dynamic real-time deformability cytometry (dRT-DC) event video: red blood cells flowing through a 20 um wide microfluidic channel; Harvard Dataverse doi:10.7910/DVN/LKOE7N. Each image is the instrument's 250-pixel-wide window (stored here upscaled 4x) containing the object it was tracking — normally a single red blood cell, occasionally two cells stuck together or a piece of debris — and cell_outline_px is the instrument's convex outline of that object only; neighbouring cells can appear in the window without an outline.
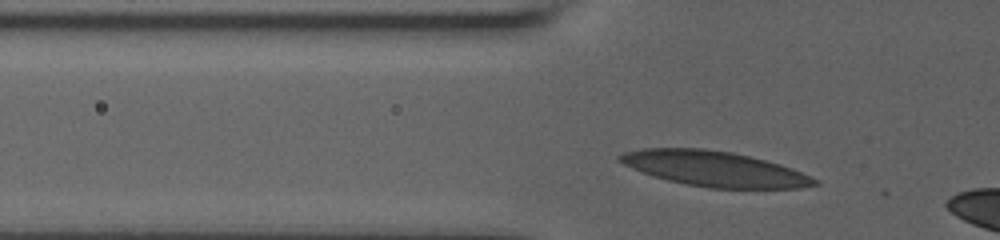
{"species": "human", "species_latin": "Homo sapiens", "temperature_condition": "room temperature", "stored_images_in_passage": 15, "camera_frame_rate_fps": 3000, "um_per_image_px": 0.085, "donor": {"sex": "male"}, "frame": {"image": 1, "passage_image": 7, "time_ms": 2.333, "image_size_px": [1000, 240], "cell_outline_px": [[820, 184], [800, 188], [708, 188], [668, 180], [632, 168], [616, 160], [616, 156], [624, 152], [640, 148], [700, 148], [732, 152], [780, 164], [792, 168], [816, 180]], "centroid_in_image_um": [60.69, 14.34], "position_along_channel_um": 65.1, "area_um2": 39.54}}
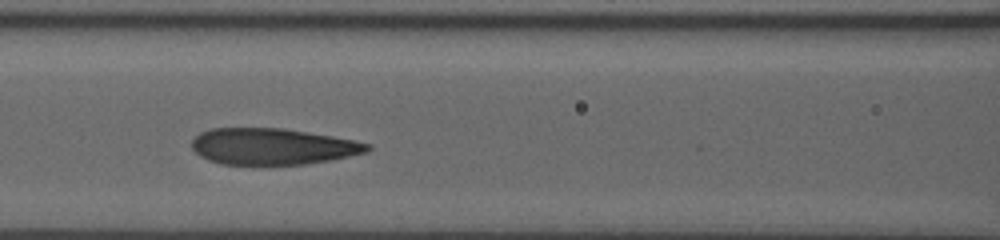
{"frame": {"image": 2, "passage_image": 13, "time_ms": 4.667, "image_size_px": [1000, 240], "cell_outline_px": [[372, 148], [368, 152], [332, 160], [308, 164], [260, 168], [220, 164], [208, 160], [200, 156], [192, 148], [192, 140], [200, 132], [212, 128], [284, 128], [332, 136], [372, 144]], "centroid_in_image_um": [23.16, 12.5], "position_along_channel_um": 143.4, "area_um2": 38.55}}
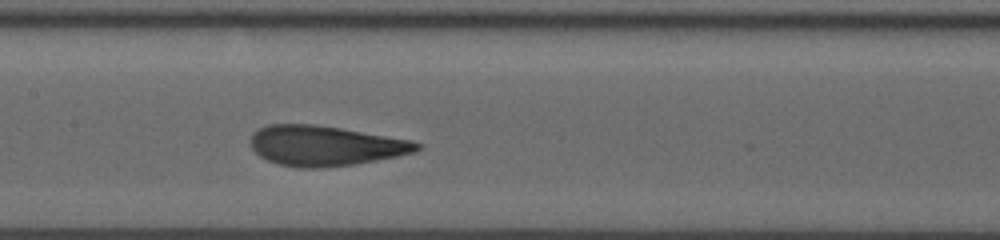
{"frame": {"image": 3, "passage_image": 15, "time_ms": 5.667, "image_size_px": [1000, 240], "cell_outline_px": [[420, 148], [416, 152], [356, 164], [324, 168], [300, 168], [280, 164], [268, 160], [260, 156], [252, 148], [252, 132], [268, 124], [316, 124], [412, 140], [420, 144]], "centroid_in_image_um": [27.64, 12.39], "position_along_channel_um": 179.8, "area_um2": 38.73}}